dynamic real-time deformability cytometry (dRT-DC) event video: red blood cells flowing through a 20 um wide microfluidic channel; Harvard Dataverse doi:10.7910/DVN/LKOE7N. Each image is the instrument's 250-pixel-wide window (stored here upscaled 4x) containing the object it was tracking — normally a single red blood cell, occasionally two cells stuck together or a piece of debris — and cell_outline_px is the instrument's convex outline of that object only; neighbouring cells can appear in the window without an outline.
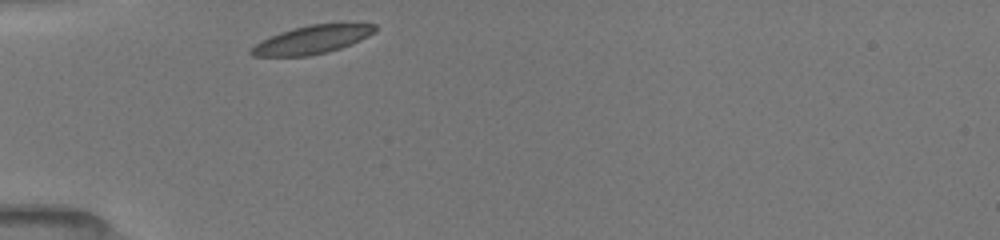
{"species": "common noctule bat (a hibernating species)", "species_latin": "Nyctalus noctula", "temperature_condition": "room temperature", "stored_images_in_passage": 7, "camera_frame_rate_fps": 3000, "um_per_image_px": 0.085, "animal": {"sex": "female", "body_mass_g": 19.5, "forearm_length_mm": 54.1}, "frame": {"image": 1, "passage_image": 1, "time_ms": 0.0, "image_size_px": [1000, 240], "cell_outline_px": [[376, 32], [360, 40], [340, 48], [328, 52], [308, 56], [252, 56], [248, 52], [256, 44], [280, 32], [308, 24], [376, 24]], "centroid_in_image_um": [26.53, 3.38], "position_along_channel_um": 58.5, "area_um2": 20.06}}
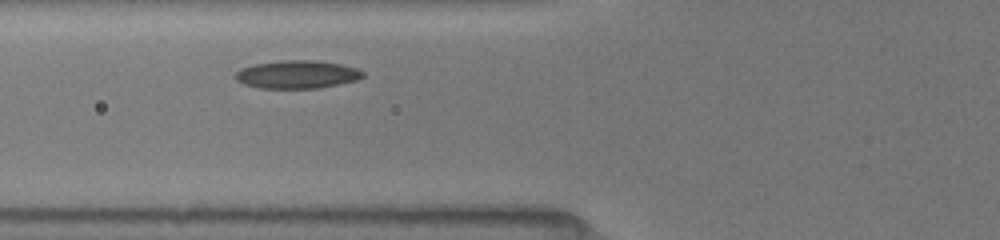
{"frame": {"image": 2, "passage_image": 4, "time_ms": 1.333, "image_size_px": [1000, 240], "cell_outline_px": [[364, 76], [356, 80], [316, 88], [260, 88], [244, 84], [236, 80], [236, 72], [244, 68], [256, 64], [280, 60], [312, 60], [340, 64], [356, 68], [364, 72]], "centroid_in_image_um": [25.26, 6.32], "position_along_channel_um": 100.5, "area_um2": 20.46}}
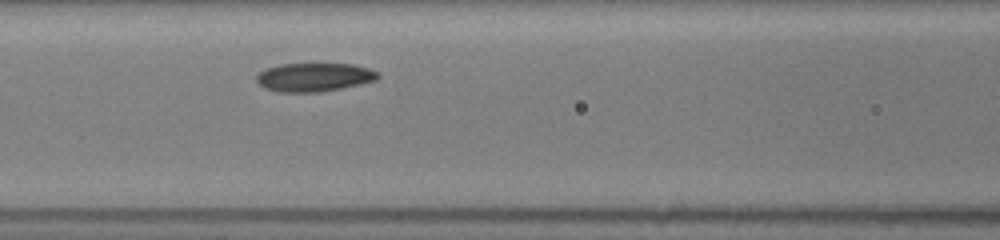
{"frame": {"image": 3, "passage_image": 7, "time_ms": 2.333, "image_size_px": [1000, 240], "cell_outline_px": [[380, 76], [376, 80], [360, 84], [320, 92], [280, 92], [264, 88], [256, 80], [256, 76], [260, 72], [268, 68], [280, 64], [352, 64], [368, 68], [376, 72]], "centroid_in_image_um": [26.69, 6.56], "position_along_channel_um": 139.9, "area_um2": 20.0}}